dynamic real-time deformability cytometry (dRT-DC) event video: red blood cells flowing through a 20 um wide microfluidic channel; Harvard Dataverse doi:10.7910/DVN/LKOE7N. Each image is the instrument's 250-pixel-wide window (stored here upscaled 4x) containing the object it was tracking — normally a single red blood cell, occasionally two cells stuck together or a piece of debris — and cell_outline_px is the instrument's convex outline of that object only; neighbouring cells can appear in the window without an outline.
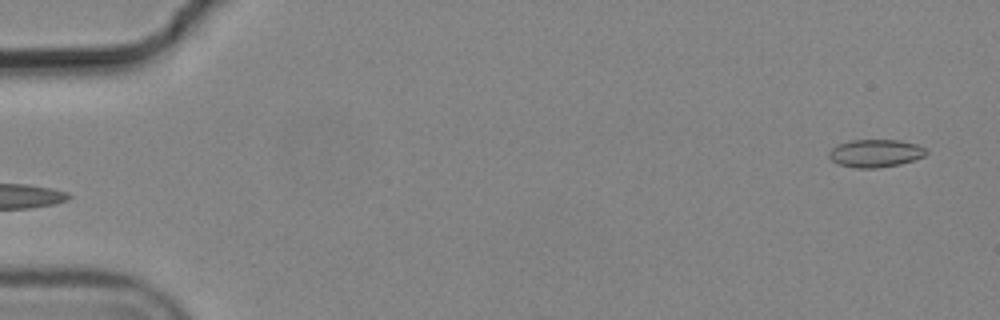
{"species": "common noctule bat (a hibernating species)", "species_latin": "Nyctalus noctula", "temperature_condition": "cold", "stored_images_in_passage": 2, "segment_of_instrument_passage": [2, 2], "camera_frame_rate_fps": 3000, "um_per_image_px": 0.085, "animal": {"sex": "male", "body_mass_g": 19.2, "forearm_length_mm": 51.8}, "frame": {"image": 1, "passage_image": 2, "time_ms": 0.333, "image_size_px": [1000, 320], "cell_outline_px": [[928, 152], [924, 156], [900, 164], [876, 168], [856, 168], [840, 164], [832, 160], [828, 156], [828, 152], [836, 144], [852, 140], [900, 140], [916, 144], [928, 148]], "centroid_in_image_um": [74.42, 13.02], "position_along_channel_um": 10.6, "area_um2": 15.78}}